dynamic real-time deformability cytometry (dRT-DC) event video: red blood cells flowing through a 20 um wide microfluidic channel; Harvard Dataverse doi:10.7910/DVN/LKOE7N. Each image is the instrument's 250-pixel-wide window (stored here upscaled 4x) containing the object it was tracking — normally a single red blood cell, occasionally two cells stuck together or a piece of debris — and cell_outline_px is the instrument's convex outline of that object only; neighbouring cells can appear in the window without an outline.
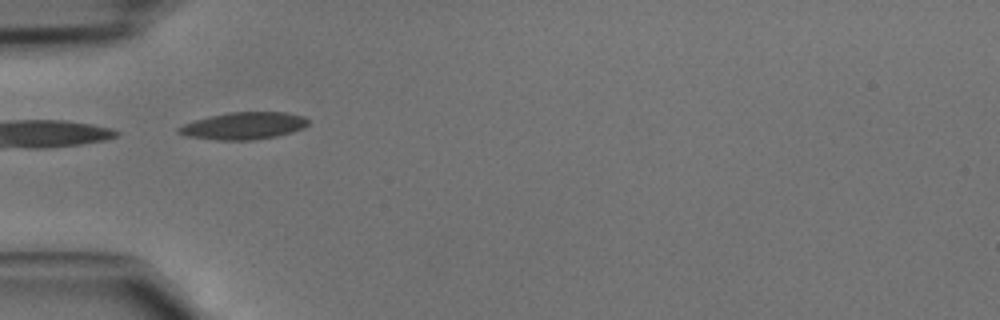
{"species": "common noctule bat (a hibernating species)", "species_latin": "Nyctalus noctula", "temperature_condition": "cold", "stored_images_in_passage": 3, "camera_frame_rate_fps": 3000, "um_per_image_px": 0.085, "animal": {"sex": "male", "body_mass_g": 15.6}, "frame": {"image": 1, "passage_image": 1, "time_ms": 0.0, "image_size_px": [1000, 320], "cell_outline_px": [[308, 124], [304, 128], [292, 132], [276, 136], [252, 140], [220, 140], [184, 136], [176, 132], [176, 128], [184, 124], [196, 120], [212, 116], [232, 112], [284, 112], [304, 116], [308, 120]], "centroid_in_image_um": [20.71, 10.7], "position_along_channel_um": 64.3, "area_um2": 20.4}}